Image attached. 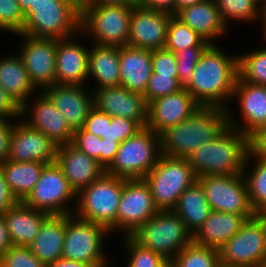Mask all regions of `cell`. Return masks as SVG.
<instances>
[{
  "instance_id": "22",
  "label": "cell",
  "mask_w": 266,
  "mask_h": 267,
  "mask_svg": "<svg viewBox=\"0 0 266 267\" xmlns=\"http://www.w3.org/2000/svg\"><path fill=\"white\" fill-rule=\"evenodd\" d=\"M85 90L87 91L84 85L54 84L46 87L42 92L49 97L65 117L70 128L75 131L83 127L94 107L93 92L88 94Z\"/></svg>"
},
{
  "instance_id": "47",
  "label": "cell",
  "mask_w": 266,
  "mask_h": 267,
  "mask_svg": "<svg viewBox=\"0 0 266 267\" xmlns=\"http://www.w3.org/2000/svg\"><path fill=\"white\" fill-rule=\"evenodd\" d=\"M107 122H111V116L94 106L82 128L89 133L102 137L106 135Z\"/></svg>"
},
{
  "instance_id": "25",
  "label": "cell",
  "mask_w": 266,
  "mask_h": 267,
  "mask_svg": "<svg viewBox=\"0 0 266 267\" xmlns=\"http://www.w3.org/2000/svg\"><path fill=\"white\" fill-rule=\"evenodd\" d=\"M119 64L120 86L144 95L152 74L151 51L130 45L122 46Z\"/></svg>"
},
{
  "instance_id": "41",
  "label": "cell",
  "mask_w": 266,
  "mask_h": 267,
  "mask_svg": "<svg viewBox=\"0 0 266 267\" xmlns=\"http://www.w3.org/2000/svg\"><path fill=\"white\" fill-rule=\"evenodd\" d=\"M181 89L183 86L179 83L178 77L158 75L152 72L143 96L148 104L156 98L176 93Z\"/></svg>"
},
{
  "instance_id": "36",
  "label": "cell",
  "mask_w": 266,
  "mask_h": 267,
  "mask_svg": "<svg viewBox=\"0 0 266 267\" xmlns=\"http://www.w3.org/2000/svg\"><path fill=\"white\" fill-rule=\"evenodd\" d=\"M209 45L208 41L204 40L175 15L171 16L164 46L166 50L176 53L189 47H208Z\"/></svg>"
},
{
  "instance_id": "11",
  "label": "cell",
  "mask_w": 266,
  "mask_h": 267,
  "mask_svg": "<svg viewBox=\"0 0 266 267\" xmlns=\"http://www.w3.org/2000/svg\"><path fill=\"white\" fill-rule=\"evenodd\" d=\"M109 233L102 225L67 214L62 258L92 266L106 261L102 247Z\"/></svg>"
},
{
  "instance_id": "33",
  "label": "cell",
  "mask_w": 266,
  "mask_h": 267,
  "mask_svg": "<svg viewBox=\"0 0 266 267\" xmlns=\"http://www.w3.org/2000/svg\"><path fill=\"white\" fill-rule=\"evenodd\" d=\"M173 211L193 235L208 218L212 209L205 197L203 187L196 181L180 195Z\"/></svg>"
},
{
  "instance_id": "21",
  "label": "cell",
  "mask_w": 266,
  "mask_h": 267,
  "mask_svg": "<svg viewBox=\"0 0 266 267\" xmlns=\"http://www.w3.org/2000/svg\"><path fill=\"white\" fill-rule=\"evenodd\" d=\"M37 97V101L35 99V103L31 105L33 108L28 105V102L20 108L21 117L26 116L27 113L31 116L25 123L44 133L58 146L72 143L74 131L70 128L65 117L44 92L41 91Z\"/></svg>"
},
{
  "instance_id": "6",
  "label": "cell",
  "mask_w": 266,
  "mask_h": 267,
  "mask_svg": "<svg viewBox=\"0 0 266 267\" xmlns=\"http://www.w3.org/2000/svg\"><path fill=\"white\" fill-rule=\"evenodd\" d=\"M131 237L141 246L161 255L169 263L193 241L192 233L173 210L158 211Z\"/></svg>"
},
{
  "instance_id": "29",
  "label": "cell",
  "mask_w": 266,
  "mask_h": 267,
  "mask_svg": "<svg viewBox=\"0 0 266 267\" xmlns=\"http://www.w3.org/2000/svg\"><path fill=\"white\" fill-rule=\"evenodd\" d=\"M48 216V213L28 207L22 201L9 208L4 213V220L12 245L29 246Z\"/></svg>"
},
{
  "instance_id": "61",
  "label": "cell",
  "mask_w": 266,
  "mask_h": 267,
  "mask_svg": "<svg viewBox=\"0 0 266 267\" xmlns=\"http://www.w3.org/2000/svg\"><path fill=\"white\" fill-rule=\"evenodd\" d=\"M257 3H258V5H260L261 6V4H263V3H266V0H255ZM262 1V2H261ZM260 3V4H259Z\"/></svg>"
},
{
  "instance_id": "56",
  "label": "cell",
  "mask_w": 266,
  "mask_h": 267,
  "mask_svg": "<svg viewBox=\"0 0 266 267\" xmlns=\"http://www.w3.org/2000/svg\"><path fill=\"white\" fill-rule=\"evenodd\" d=\"M91 266L92 265L90 264L59 258L56 261L50 263L47 267H91Z\"/></svg>"
},
{
  "instance_id": "15",
  "label": "cell",
  "mask_w": 266,
  "mask_h": 267,
  "mask_svg": "<svg viewBox=\"0 0 266 267\" xmlns=\"http://www.w3.org/2000/svg\"><path fill=\"white\" fill-rule=\"evenodd\" d=\"M19 56L33 85L43 91L55 84L57 39L34 38L25 34Z\"/></svg>"
},
{
  "instance_id": "13",
  "label": "cell",
  "mask_w": 266,
  "mask_h": 267,
  "mask_svg": "<svg viewBox=\"0 0 266 267\" xmlns=\"http://www.w3.org/2000/svg\"><path fill=\"white\" fill-rule=\"evenodd\" d=\"M209 206L214 211L241 215H257L253 210L243 174L201 176Z\"/></svg>"
},
{
  "instance_id": "18",
  "label": "cell",
  "mask_w": 266,
  "mask_h": 267,
  "mask_svg": "<svg viewBox=\"0 0 266 267\" xmlns=\"http://www.w3.org/2000/svg\"><path fill=\"white\" fill-rule=\"evenodd\" d=\"M23 122L13 125L8 160L39 161L45 164L56 162L58 145L44 133Z\"/></svg>"
},
{
  "instance_id": "30",
  "label": "cell",
  "mask_w": 266,
  "mask_h": 267,
  "mask_svg": "<svg viewBox=\"0 0 266 267\" xmlns=\"http://www.w3.org/2000/svg\"><path fill=\"white\" fill-rule=\"evenodd\" d=\"M3 58L0 60V87L21 108L32 96L31 94L36 87L31 82L19 55Z\"/></svg>"
},
{
  "instance_id": "51",
  "label": "cell",
  "mask_w": 266,
  "mask_h": 267,
  "mask_svg": "<svg viewBox=\"0 0 266 267\" xmlns=\"http://www.w3.org/2000/svg\"><path fill=\"white\" fill-rule=\"evenodd\" d=\"M19 201L12 194L9 186L5 180V177L0 169V216H3L4 213Z\"/></svg>"
},
{
  "instance_id": "50",
  "label": "cell",
  "mask_w": 266,
  "mask_h": 267,
  "mask_svg": "<svg viewBox=\"0 0 266 267\" xmlns=\"http://www.w3.org/2000/svg\"><path fill=\"white\" fill-rule=\"evenodd\" d=\"M20 107L11 97L0 87V116L11 120L21 117Z\"/></svg>"
},
{
  "instance_id": "46",
  "label": "cell",
  "mask_w": 266,
  "mask_h": 267,
  "mask_svg": "<svg viewBox=\"0 0 266 267\" xmlns=\"http://www.w3.org/2000/svg\"><path fill=\"white\" fill-rule=\"evenodd\" d=\"M72 144L100 163L101 137L81 128L74 131Z\"/></svg>"
},
{
  "instance_id": "10",
  "label": "cell",
  "mask_w": 266,
  "mask_h": 267,
  "mask_svg": "<svg viewBox=\"0 0 266 267\" xmlns=\"http://www.w3.org/2000/svg\"><path fill=\"white\" fill-rule=\"evenodd\" d=\"M221 267H257L266 263V215L247 219L219 249Z\"/></svg>"
},
{
  "instance_id": "28",
  "label": "cell",
  "mask_w": 266,
  "mask_h": 267,
  "mask_svg": "<svg viewBox=\"0 0 266 267\" xmlns=\"http://www.w3.org/2000/svg\"><path fill=\"white\" fill-rule=\"evenodd\" d=\"M67 214L49 215L29 244L30 251L46 266L62 258Z\"/></svg>"
},
{
  "instance_id": "7",
  "label": "cell",
  "mask_w": 266,
  "mask_h": 267,
  "mask_svg": "<svg viewBox=\"0 0 266 267\" xmlns=\"http://www.w3.org/2000/svg\"><path fill=\"white\" fill-rule=\"evenodd\" d=\"M161 155L160 135L143 127L119 144L115 158L105 173L125 179H143Z\"/></svg>"
},
{
  "instance_id": "35",
  "label": "cell",
  "mask_w": 266,
  "mask_h": 267,
  "mask_svg": "<svg viewBox=\"0 0 266 267\" xmlns=\"http://www.w3.org/2000/svg\"><path fill=\"white\" fill-rule=\"evenodd\" d=\"M170 267H220L219 249L192 241L174 257Z\"/></svg>"
},
{
  "instance_id": "34",
  "label": "cell",
  "mask_w": 266,
  "mask_h": 267,
  "mask_svg": "<svg viewBox=\"0 0 266 267\" xmlns=\"http://www.w3.org/2000/svg\"><path fill=\"white\" fill-rule=\"evenodd\" d=\"M253 158L257 163L254 164V166L250 168L251 171L248 172L249 169L246 168L247 167L249 168L248 163L251 162ZM253 158L251 157V154L248 153L245 160L243 176L247 184L249 199L253 210L255 211L256 214L265 215L266 214V159L261 157H253Z\"/></svg>"
},
{
  "instance_id": "43",
  "label": "cell",
  "mask_w": 266,
  "mask_h": 267,
  "mask_svg": "<svg viewBox=\"0 0 266 267\" xmlns=\"http://www.w3.org/2000/svg\"><path fill=\"white\" fill-rule=\"evenodd\" d=\"M0 267H47L28 246L12 245L0 256Z\"/></svg>"
},
{
  "instance_id": "32",
  "label": "cell",
  "mask_w": 266,
  "mask_h": 267,
  "mask_svg": "<svg viewBox=\"0 0 266 267\" xmlns=\"http://www.w3.org/2000/svg\"><path fill=\"white\" fill-rule=\"evenodd\" d=\"M47 164L39 161L15 162L6 160L0 163V169L12 194L23 201L34 189Z\"/></svg>"
},
{
  "instance_id": "17",
  "label": "cell",
  "mask_w": 266,
  "mask_h": 267,
  "mask_svg": "<svg viewBox=\"0 0 266 267\" xmlns=\"http://www.w3.org/2000/svg\"><path fill=\"white\" fill-rule=\"evenodd\" d=\"M232 97H238L243 124L236 121L227 110L228 126L247 135L266 127V85L247 83L239 76Z\"/></svg>"
},
{
  "instance_id": "55",
  "label": "cell",
  "mask_w": 266,
  "mask_h": 267,
  "mask_svg": "<svg viewBox=\"0 0 266 267\" xmlns=\"http://www.w3.org/2000/svg\"><path fill=\"white\" fill-rule=\"evenodd\" d=\"M80 5H126L135 6L139 4V0H79Z\"/></svg>"
},
{
  "instance_id": "31",
  "label": "cell",
  "mask_w": 266,
  "mask_h": 267,
  "mask_svg": "<svg viewBox=\"0 0 266 267\" xmlns=\"http://www.w3.org/2000/svg\"><path fill=\"white\" fill-rule=\"evenodd\" d=\"M89 50L88 78L94 77L99 89L120 86V46L93 44Z\"/></svg>"
},
{
  "instance_id": "54",
  "label": "cell",
  "mask_w": 266,
  "mask_h": 267,
  "mask_svg": "<svg viewBox=\"0 0 266 267\" xmlns=\"http://www.w3.org/2000/svg\"><path fill=\"white\" fill-rule=\"evenodd\" d=\"M12 246L4 215L0 216V256L3 255Z\"/></svg>"
},
{
  "instance_id": "1",
  "label": "cell",
  "mask_w": 266,
  "mask_h": 267,
  "mask_svg": "<svg viewBox=\"0 0 266 267\" xmlns=\"http://www.w3.org/2000/svg\"><path fill=\"white\" fill-rule=\"evenodd\" d=\"M238 76V57L226 55L216 44H210L184 88L200 106L227 110L225 101L232 98Z\"/></svg>"
},
{
  "instance_id": "52",
  "label": "cell",
  "mask_w": 266,
  "mask_h": 267,
  "mask_svg": "<svg viewBox=\"0 0 266 267\" xmlns=\"http://www.w3.org/2000/svg\"><path fill=\"white\" fill-rule=\"evenodd\" d=\"M121 142L101 138L100 164L106 169L114 160Z\"/></svg>"
},
{
  "instance_id": "20",
  "label": "cell",
  "mask_w": 266,
  "mask_h": 267,
  "mask_svg": "<svg viewBox=\"0 0 266 267\" xmlns=\"http://www.w3.org/2000/svg\"><path fill=\"white\" fill-rule=\"evenodd\" d=\"M200 107L183 88L176 93L156 98L148 103L146 127L160 134L168 127L189 118Z\"/></svg>"
},
{
  "instance_id": "37",
  "label": "cell",
  "mask_w": 266,
  "mask_h": 267,
  "mask_svg": "<svg viewBox=\"0 0 266 267\" xmlns=\"http://www.w3.org/2000/svg\"><path fill=\"white\" fill-rule=\"evenodd\" d=\"M238 70L243 81L266 85V48L238 56Z\"/></svg>"
},
{
  "instance_id": "48",
  "label": "cell",
  "mask_w": 266,
  "mask_h": 267,
  "mask_svg": "<svg viewBox=\"0 0 266 267\" xmlns=\"http://www.w3.org/2000/svg\"><path fill=\"white\" fill-rule=\"evenodd\" d=\"M11 123L8 118L0 116V163L6 161L9 156L10 140L13 131V123Z\"/></svg>"
},
{
  "instance_id": "4",
  "label": "cell",
  "mask_w": 266,
  "mask_h": 267,
  "mask_svg": "<svg viewBox=\"0 0 266 267\" xmlns=\"http://www.w3.org/2000/svg\"><path fill=\"white\" fill-rule=\"evenodd\" d=\"M24 15L20 34L57 40L81 35L79 0H35L33 8H28Z\"/></svg>"
},
{
  "instance_id": "38",
  "label": "cell",
  "mask_w": 266,
  "mask_h": 267,
  "mask_svg": "<svg viewBox=\"0 0 266 267\" xmlns=\"http://www.w3.org/2000/svg\"><path fill=\"white\" fill-rule=\"evenodd\" d=\"M224 24L229 20L247 22L259 18L260 5L255 0H214Z\"/></svg>"
},
{
  "instance_id": "3",
  "label": "cell",
  "mask_w": 266,
  "mask_h": 267,
  "mask_svg": "<svg viewBox=\"0 0 266 267\" xmlns=\"http://www.w3.org/2000/svg\"><path fill=\"white\" fill-rule=\"evenodd\" d=\"M249 137L227 126L213 141L203 143L187 160L197 177L243 174Z\"/></svg>"
},
{
  "instance_id": "16",
  "label": "cell",
  "mask_w": 266,
  "mask_h": 267,
  "mask_svg": "<svg viewBox=\"0 0 266 267\" xmlns=\"http://www.w3.org/2000/svg\"><path fill=\"white\" fill-rule=\"evenodd\" d=\"M171 16L139 4L133 6L128 45L150 51L164 48Z\"/></svg>"
},
{
  "instance_id": "60",
  "label": "cell",
  "mask_w": 266,
  "mask_h": 267,
  "mask_svg": "<svg viewBox=\"0 0 266 267\" xmlns=\"http://www.w3.org/2000/svg\"><path fill=\"white\" fill-rule=\"evenodd\" d=\"M107 261H104V262H102V263H99V264H96V265H93V266H91V267H108V265H107V263H106ZM106 265V266H105Z\"/></svg>"
},
{
  "instance_id": "26",
  "label": "cell",
  "mask_w": 266,
  "mask_h": 267,
  "mask_svg": "<svg viewBox=\"0 0 266 267\" xmlns=\"http://www.w3.org/2000/svg\"><path fill=\"white\" fill-rule=\"evenodd\" d=\"M256 215H241L214 211L193 234V242L199 245L220 249L247 219Z\"/></svg>"
},
{
  "instance_id": "14",
  "label": "cell",
  "mask_w": 266,
  "mask_h": 267,
  "mask_svg": "<svg viewBox=\"0 0 266 267\" xmlns=\"http://www.w3.org/2000/svg\"><path fill=\"white\" fill-rule=\"evenodd\" d=\"M158 211L145 180L127 179L118 206L116 230L131 236Z\"/></svg>"
},
{
  "instance_id": "59",
  "label": "cell",
  "mask_w": 266,
  "mask_h": 267,
  "mask_svg": "<svg viewBox=\"0 0 266 267\" xmlns=\"http://www.w3.org/2000/svg\"><path fill=\"white\" fill-rule=\"evenodd\" d=\"M18 4L23 11V13L28 9V8H33V4L35 0H17Z\"/></svg>"
},
{
  "instance_id": "27",
  "label": "cell",
  "mask_w": 266,
  "mask_h": 267,
  "mask_svg": "<svg viewBox=\"0 0 266 267\" xmlns=\"http://www.w3.org/2000/svg\"><path fill=\"white\" fill-rule=\"evenodd\" d=\"M175 16L210 44L228 31L214 0L185 7Z\"/></svg>"
},
{
  "instance_id": "39",
  "label": "cell",
  "mask_w": 266,
  "mask_h": 267,
  "mask_svg": "<svg viewBox=\"0 0 266 267\" xmlns=\"http://www.w3.org/2000/svg\"><path fill=\"white\" fill-rule=\"evenodd\" d=\"M124 247L129 254L127 267H170L161 255L138 244L131 236H123Z\"/></svg>"
},
{
  "instance_id": "42",
  "label": "cell",
  "mask_w": 266,
  "mask_h": 267,
  "mask_svg": "<svg viewBox=\"0 0 266 267\" xmlns=\"http://www.w3.org/2000/svg\"><path fill=\"white\" fill-rule=\"evenodd\" d=\"M207 47H189L175 53L179 83L183 88L189 83L194 68Z\"/></svg>"
},
{
  "instance_id": "9",
  "label": "cell",
  "mask_w": 266,
  "mask_h": 267,
  "mask_svg": "<svg viewBox=\"0 0 266 267\" xmlns=\"http://www.w3.org/2000/svg\"><path fill=\"white\" fill-rule=\"evenodd\" d=\"M80 9V32L92 36L96 45H128L133 6L80 5Z\"/></svg>"
},
{
  "instance_id": "45",
  "label": "cell",
  "mask_w": 266,
  "mask_h": 267,
  "mask_svg": "<svg viewBox=\"0 0 266 267\" xmlns=\"http://www.w3.org/2000/svg\"><path fill=\"white\" fill-rule=\"evenodd\" d=\"M152 72L158 75L178 77L175 53L165 48L151 51Z\"/></svg>"
},
{
  "instance_id": "19",
  "label": "cell",
  "mask_w": 266,
  "mask_h": 267,
  "mask_svg": "<svg viewBox=\"0 0 266 267\" xmlns=\"http://www.w3.org/2000/svg\"><path fill=\"white\" fill-rule=\"evenodd\" d=\"M94 106L111 117L119 116L147 125L148 104L143 95L122 86L103 87L93 91Z\"/></svg>"
},
{
  "instance_id": "58",
  "label": "cell",
  "mask_w": 266,
  "mask_h": 267,
  "mask_svg": "<svg viewBox=\"0 0 266 267\" xmlns=\"http://www.w3.org/2000/svg\"><path fill=\"white\" fill-rule=\"evenodd\" d=\"M259 19L262 20V27H263V31H264V38L266 40V3L261 4L260 6V12H259Z\"/></svg>"
},
{
  "instance_id": "40",
  "label": "cell",
  "mask_w": 266,
  "mask_h": 267,
  "mask_svg": "<svg viewBox=\"0 0 266 267\" xmlns=\"http://www.w3.org/2000/svg\"><path fill=\"white\" fill-rule=\"evenodd\" d=\"M25 24V15L17 0H0V30L20 34Z\"/></svg>"
},
{
  "instance_id": "12",
  "label": "cell",
  "mask_w": 266,
  "mask_h": 267,
  "mask_svg": "<svg viewBox=\"0 0 266 267\" xmlns=\"http://www.w3.org/2000/svg\"><path fill=\"white\" fill-rule=\"evenodd\" d=\"M75 196L62 168L54 162L44 167L34 189L22 202L49 215L73 214L67 202L77 198Z\"/></svg>"
},
{
  "instance_id": "8",
  "label": "cell",
  "mask_w": 266,
  "mask_h": 267,
  "mask_svg": "<svg viewBox=\"0 0 266 267\" xmlns=\"http://www.w3.org/2000/svg\"><path fill=\"white\" fill-rule=\"evenodd\" d=\"M187 158L161 155L156 165L143 178L148 184L159 211L173 210L180 195L197 181Z\"/></svg>"
},
{
  "instance_id": "44",
  "label": "cell",
  "mask_w": 266,
  "mask_h": 267,
  "mask_svg": "<svg viewBox=\"0 0 266 267\" xmlns=\"http://www.w3.org/2000/svg\"><path fill=\"white\" fill-rule=\"evenodd\" d=\"M142 127L136 122L124 117H111L107 122L106 138L109 141L122 142L135 135Z\"/></svg>"
},
{
  "instance_id": "49",
  "label": "cell",
  "mask_w": 266,
  "mask_h": 267,
  "mask_svg": "<svg viewBox=\"0 0 266 267\" xmlns=\"http://www.w3.org/2000/svg\"><path fill=\"white\" fill-rule=\"evenodd\" d=\"M249 153L251 157L266 159V127L257 129L249 136Z\"/></svg>"
},
{
  "instance_id": "57",
  "label": "cell",
  "mask_w": 266,
  "mask_h": 267,
  "mask_svg": "<svg viewBox=\"0 0 266 267\" xmlns=\"http://www.w3.org/2000/svg\"><path fill=\"white\" fill-rule=\"evenodd\" d=\"M205 1L207 0H175L174 15L185 7L193 6L195 4H200Z\"/></svg>"
},
{
  "instance_id": "5",
  "label": "cell",
  "mask_w": 266,
  "mask_h": 267,
  "mask_svg": "<svg viewBox=\"0 0 266 267\" xmlns=\"http://www.w3.org/2000/svg\"><path fill=\"white\" fill-rule=\"evenodd\" d=\"M127 179L104 173L77 194L73 209L76 217L116 230V218L124 182ZM77 209V210H76Z\"/></svg>"
},
{
  "instance_id": "53",
  "label": "cell",
  "mask_w": 266,
  "mask_h": 267,
  "mask_svg": "<svg viewBox=\"0 0 266 267\" xmlns=\"http://www.w3.org/2000/svg\"><path fill=\"white\" fill-rule=\"evenodd\" d=\"M139 5L143 8L174 15L175 0H139Z\"/></svg>"
},
{
  "instance_id": "62",
  "label": "cell",
  "mask_w": 266,
  "mask_h": 267,
  "mask_svg": "<svg viewBox=\"0 0 266 267\" xmlns=\"http://www.w3.org/2000/svg\"><path fill=\"white\" fill-rule=\"evenodd\" d=\"M257 267H266V263H264V264H260V265L257 266Z\"/></svg>"
},
{
  "instance_id": "24",
  "label": "cell",
  "mask_w": 266,
  "mask_h": 267,
  "mask_svg": "<svg viewBox=\"0 0 266 267\" xmlns=\"http://www.w3.org/2000/svg\"><path fill=\"white\" fill-rule=\"evenodd\" d=\"M71 39L73 37L57 40L55 84L85 86L90 48Z\"/></svg>"
},
{
  "instance_id": "23",
  "label": "cell",
  "mask_w": 266,
  "mask_h": 267,
  "mask_svg": "<svg viewBox=\"0 0 266 267\" xmlns=\"http://www.w3.org/2000/svg\"><path fill=\"white\" fill-rule=\"evenodd\" d=\"M56 163L62 168L70 187L77 194L104 173V167L72 143L57 147Z\"/></svg>"
},
{
  "instance_id": "2",
  "label": "cell",
  "mask_w": 266,
  "mask_h": 267,
  "mask_svg": "<svg viewBox=\"0 0 266 267\" xmlns=\"http://www.w3.org/2000/svg\"><path fill=\"white\" fill-rule=\"evenodd\" d=\"M227 126V110L201 106L189 118L159 134L161 154L187 158L203 143L213 141Z\"/></svg>"
}]
</instances>
